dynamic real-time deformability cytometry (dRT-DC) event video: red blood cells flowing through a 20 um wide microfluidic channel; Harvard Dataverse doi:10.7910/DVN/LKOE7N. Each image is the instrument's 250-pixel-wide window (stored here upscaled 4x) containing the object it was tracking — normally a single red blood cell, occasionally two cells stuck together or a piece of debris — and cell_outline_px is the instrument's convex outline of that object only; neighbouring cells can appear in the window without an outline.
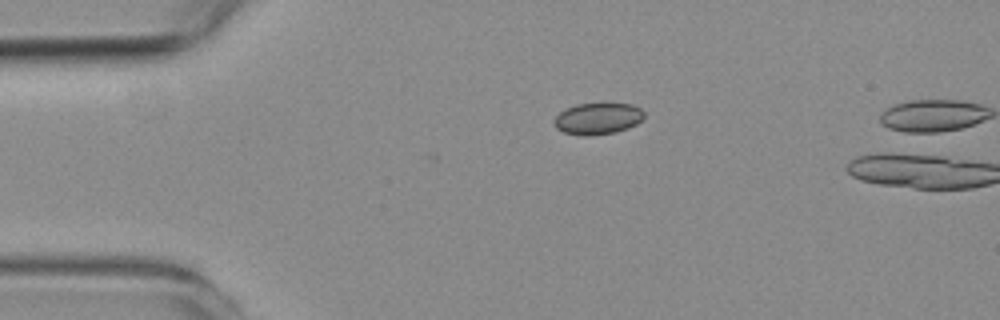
{"species": "common noctule bat (a hibernating species)", "species_latin": "Nyctalus noctula", "temperature_condition": "room temperature", "stored_images_in_passage": 2, "camera_frame_rate_fps": 3000, "um_per_image_px": 0.085, "animal": {"sex": "female", "body_mass_g": 19.3, "forearm_length_mm": 54.1}, "frame": {"image": 1, "passage_image": 2, "time_ms": 0.333, "image_size_px": [1000, 320], "cell_outline_px": [[644, 116], [636, 124], [628, 128], [616, 132], [588, 136], [580, 136], [564, 132], [556, 128], [552, 124], [552, 120], [564, 108], [576, 104], [632, 104], [640, 108], [644, 112]], "centroid_in_image_um": [50.76, 10.09], "position_along_channel_um": 34.2, "area_um2": 16.65}}